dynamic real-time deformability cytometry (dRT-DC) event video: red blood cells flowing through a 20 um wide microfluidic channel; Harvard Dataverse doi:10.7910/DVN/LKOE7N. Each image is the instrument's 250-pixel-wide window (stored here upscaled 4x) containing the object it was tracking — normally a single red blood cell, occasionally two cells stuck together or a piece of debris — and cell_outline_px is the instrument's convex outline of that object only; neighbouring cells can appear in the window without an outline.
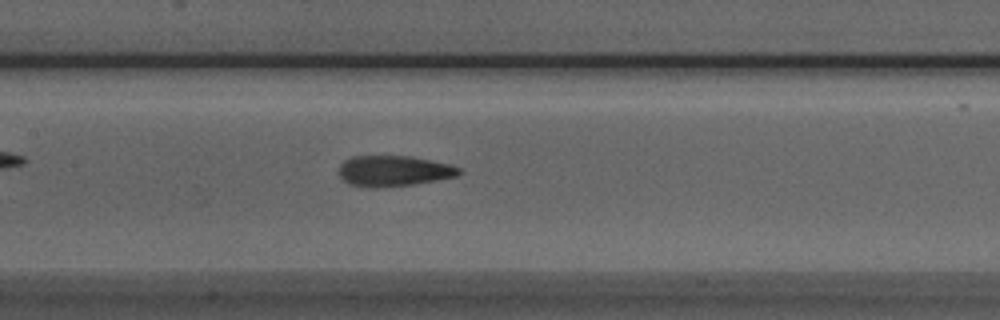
{"species": "Egyptian fruit bat (a non-hibernating species)", "species_latin": "Rousettus aegyptiacus", "temperature_condition": "room temperature", "stored_images_in_passage": 23, "camera_frame_rate_fps": 3000, "um_per_image_px": 0.085, "animal": {"sex": "male"}, "frame": {"image": 1, "passage_image": 9, "time_ms": 2.667, "image_size_px": [1000, 320], "cell_outline_px": [[464, 172], [456, 176], [436, 180], [412, 184], [376, 188], [372, 188], [348, 184], [340, 176], [340, 164], [344, 160], [352, 156], [412, 156], [452, 164], [460, 168]], "centroid_in_image_um": [33.49, 14.52], "position_along_channel_um": 173.9, "area_um2": 21.62}}
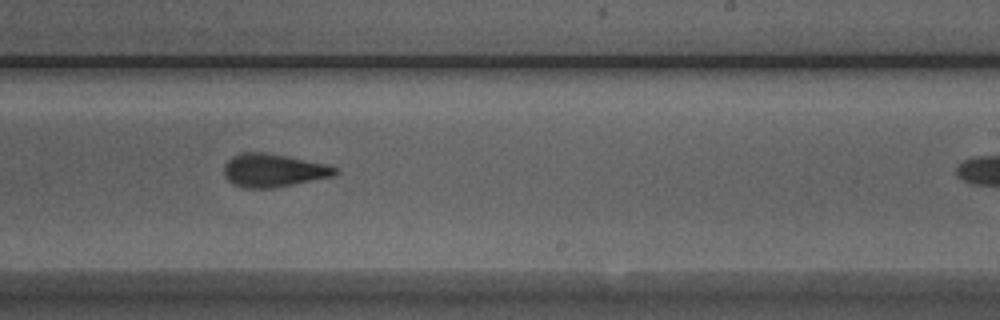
{"frame": {"image": 2, "passage_image": 16, "time_ms": 5.0, "image_size_px": [1000, 320], "cell_outline_px": [[340, 172], [336, 176], [272, 188], [244, 188], [232, 184], [224, 176], [224, 164], [232, 156], [240, 152], [260, 152], [284, 156], [328, 164], [340, 168]], "centroid_in_image_um": [23.26, 14.49], "position_along_channel_um": 265.7, "area_um2": 21.68}}
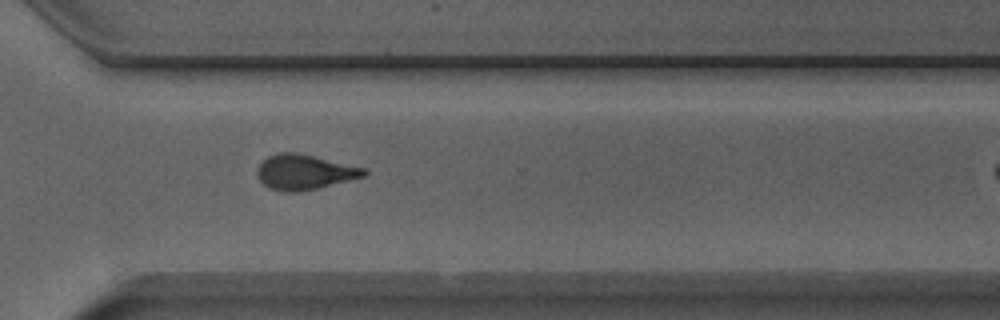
{"frame": {"image": 3, "passage_image": 22, "time_ms": 7.0, "image_size_px": [1000, 320], "cell_outline_px": [[368, 172], [364, 176], [316, 188], [296, 192], [284, 192], [268, 188], [260, 180], [256, 172], [260, 164], [268, 156], [280, 152], [292, 152], [312, 156], [364, 168]], "centroid_in_image_um": [25.83, 14.63], "position_along_channel_um": 344.8, "area_um2": 21.27}}